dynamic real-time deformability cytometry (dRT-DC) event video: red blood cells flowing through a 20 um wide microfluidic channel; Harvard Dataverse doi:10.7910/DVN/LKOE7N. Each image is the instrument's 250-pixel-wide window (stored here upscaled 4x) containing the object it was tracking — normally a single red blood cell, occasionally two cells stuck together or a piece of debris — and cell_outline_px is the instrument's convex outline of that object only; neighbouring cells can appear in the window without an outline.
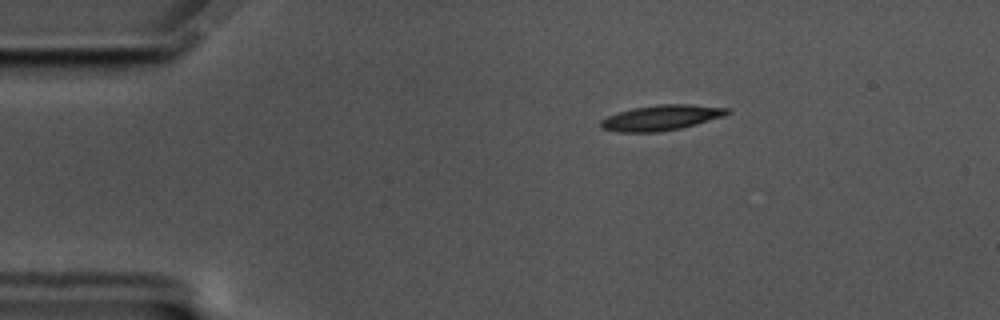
{"species": "common noctule bat (a hibernating species)", "species_latin": "Nyctalus noctula", "temperature_condition": "cold", "stored_images_in_passage": 42, "camera_frame_rate_fps": 3000, "um_per_image_px": 0.085, "animal": {"sex": "male", "body_mass_g": 17.5, "forearm_length_mm": 52.3}, "frame": {"image": 1, "passage_image": 1, "time_ms": 0.0, "image_size_px": [1000, 320], "cell_outline_px": [[732, 112], [724, 116], [696, 124], [680, 128], [656, 132], [620, 132], [600, 128], [600, 120], [616, 112], [632, 108], [660, 104], [692, 104], [732, 108]], "centroid_in_image_um": [56.23, 9.99], "position_along_channel_um": 28.8, "area_um2": 18.84}}
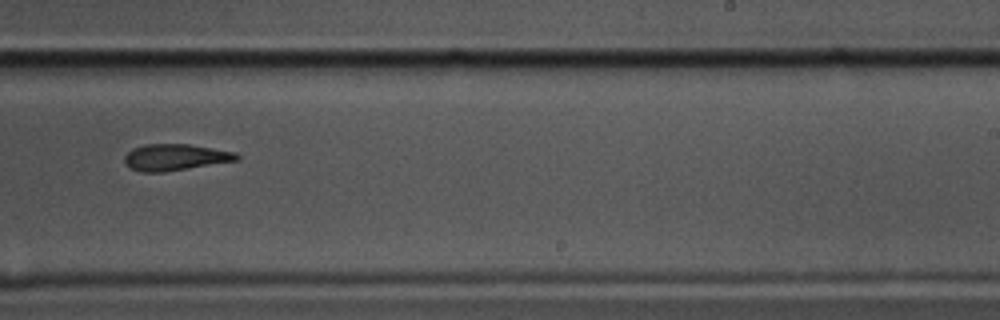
{"frame": {"image": 2, "passage_image": 28, "time_ms": 9.0, "image_size_px": [1000, 320], "cell_outline_px": [[240, 160], [164, 172], [140, 172], [128, 168], [124, 164], [124, 156], [132, 148], [144, 144], [188, 144], [236, 152], [240, 156]], "centroid_in_image_um": [14.86, 13.37], "position_along_channel_um": 274.1, "area_um2": 17.51}}
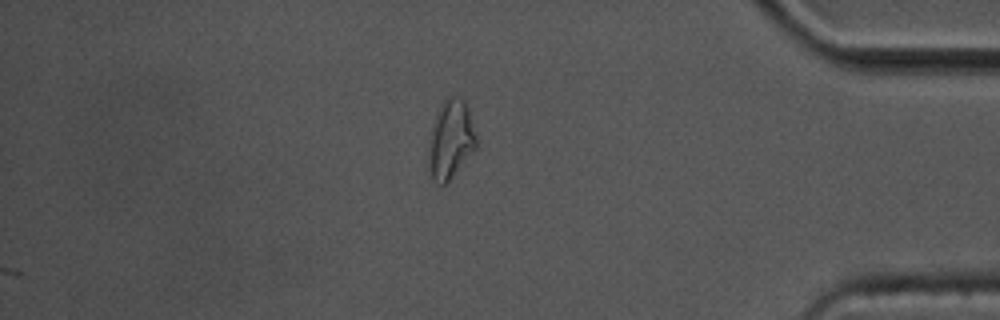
{"frame": {"image": 3, "passage_image": 42, "time_ms": 13.667, "image_size_px": [1000, 320], "cell_outline_px": [[476, 148], [448, 180], [440, 188], [432, 180], [428, 148], [432, 124], [444, 100], [448, 96], [456, 96], [464, 100], [468, 108], [476, 136]], "centroid_in_image_um": [38.3, 11.86], "position_along_channel_um": 396.9, "area_um2": 21.44}, "authors_computed_cell_mechanics": {"area_um2": 18.2359, "velocity_mm_per_s": 3.3269, "shape_relaxation_time_tau1_ms": 5.4175, "shape_relaxation_time_tau2_ms": 4.3301, "deformation_change_tau1": 0.1865, "deformation_change_tau2": 0.1463}}